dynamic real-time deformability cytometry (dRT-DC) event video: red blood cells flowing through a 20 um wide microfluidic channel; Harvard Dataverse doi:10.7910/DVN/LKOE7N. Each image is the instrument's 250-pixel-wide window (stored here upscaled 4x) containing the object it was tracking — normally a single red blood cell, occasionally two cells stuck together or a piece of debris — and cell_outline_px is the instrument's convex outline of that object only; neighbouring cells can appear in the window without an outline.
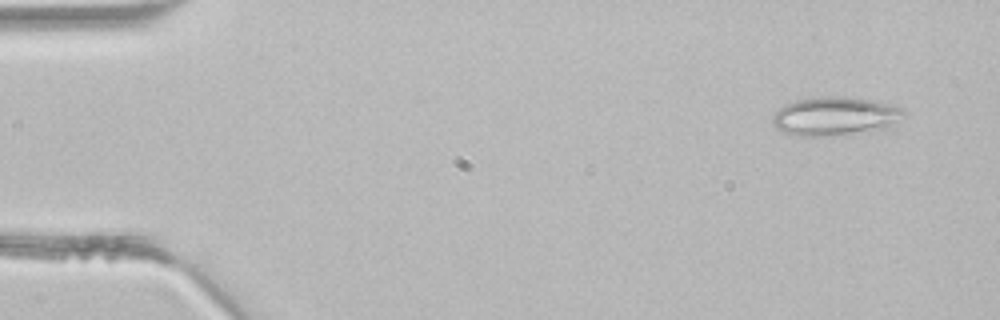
{"species": "common noctule bat (a hibernating species)", "species_latin": "Nyctalus noctula", "temperature_condition": "room temperature", "stored_images_in_passage": 4, "camera_frame_rate_fps": 3000, "um_per_image_px": 0.085, "animal": {"sex": "male", "body_mass_g": 21.5, "forearm_length_mm": 52.0}, "frame": {"image": 1, "passage_image": 1, "time_ms": 0.0, "image_size_px": [1000, 320], "cell_outline_px": [[908, 112], [904, 116], [888, 128], [824, 136], [796, 136], [784, 132], [776, 128], [772, 124], [772, 116], [780, 108], [796, 100], [812, 96], [844, 96], [872, 100], [904, 108]], "centroid_in_image_um": [70.98, 9.86], "position_along_channel_um": 14.0, "area_um2": 29.65}}